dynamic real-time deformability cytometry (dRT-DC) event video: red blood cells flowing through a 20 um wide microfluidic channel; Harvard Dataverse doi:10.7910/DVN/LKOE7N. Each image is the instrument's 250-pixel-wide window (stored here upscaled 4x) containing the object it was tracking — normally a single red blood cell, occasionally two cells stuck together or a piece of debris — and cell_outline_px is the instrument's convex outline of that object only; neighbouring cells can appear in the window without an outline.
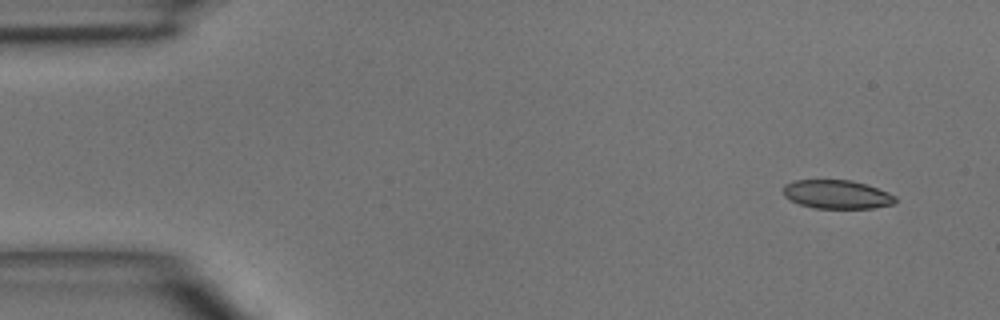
{"species": "common noctule bat (a hibernating species)", "species_latin": "Nyctalus noctula", "temperature_condition": "room temperature", "stored_images_in_passage": 3, "camera_frame_rate_fps": 3000, "um_per_image_px": 0.085, "animal": {"sex": "male", "body_mass_g": 15.6}, "frame": {"image": 1, "passage_image": 1, "time_ms": 0.0, "image_size_px": [1000, 320], "cell_outline_px": [[896, 200], [892, 204], [872, 208], [816, 208], [800, 204], [784, 196], [784, 184], [796, 180], [852, 180], [888, 192], [896, 196]], "centroid_in_image_um": [71.13, 16.52], "position_along_channel_um": 13.9, "area_um2": 18.5}}
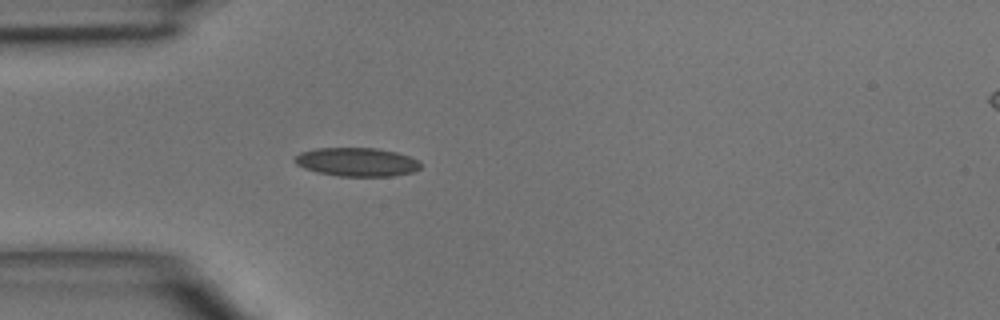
{"frame": {"image": 2, "passage_image": 3, "time_ms": 3.333, "image_size_px": [1000, 320], "cell_outline_px": [[420, 168], [412, 172], [392, 176], [340, 176], [316, 172], [304, 168], [296, 164], [296, 156], [300, 152], [316, 148], [376, 148], [396, 152], [420, 160]], "centroid_in_image_um": [30.34, 13.77], "position_along_channel_um": 54.7, "area_um2": 20.92}}